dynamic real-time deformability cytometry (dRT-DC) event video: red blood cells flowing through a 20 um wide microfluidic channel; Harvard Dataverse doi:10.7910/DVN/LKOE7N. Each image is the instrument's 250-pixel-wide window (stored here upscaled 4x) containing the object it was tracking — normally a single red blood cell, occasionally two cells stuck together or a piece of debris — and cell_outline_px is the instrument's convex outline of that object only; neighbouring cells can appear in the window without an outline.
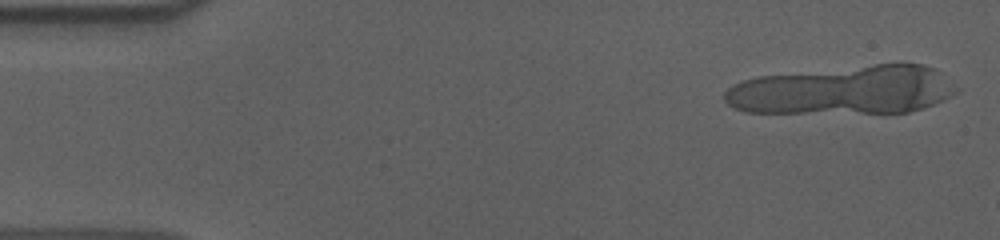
{"species": "human", "species_latin": "Homo sapiens", "temperature_condition": "cold", "stored_images_in_passage": 11, "camera_frame_rate_fps": 3000, "um_per_image_px": 0.085, "donor": {"sex": "male"}, "frame": {"image": 1, "passage_image": 2, "time_ms": 0.333, "image_size_px": [1000, 240], "cell_outline_px": [[960, 92], [944, 100], [924, 108], [908, 112], [744, 112], [728, 104], [724, 100], [724, 92], [732, 84], [744, 80], [760, 76], [876, 64], [924, 64], [940, 72], [960, 88]], "centroid_in_image_um": [71.75, 7.66], "position_along_channel_um": 13.2, "area_um2": 65.49}}